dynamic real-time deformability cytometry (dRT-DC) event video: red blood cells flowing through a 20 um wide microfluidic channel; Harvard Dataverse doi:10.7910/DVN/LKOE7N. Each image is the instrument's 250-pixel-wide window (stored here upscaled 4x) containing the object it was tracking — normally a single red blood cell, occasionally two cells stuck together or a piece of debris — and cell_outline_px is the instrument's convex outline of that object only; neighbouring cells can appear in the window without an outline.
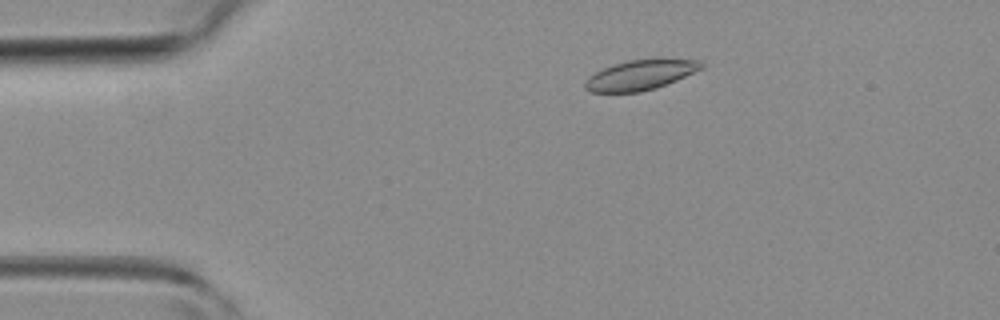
{"species": "common noctule bat (a hibernating species)", "species_latin": "Nyctalus noctula", "temperature_condition": "room temperature", "stored_images_in_passage": 44, "camera_frame_rate_fps": 3000, "um_per_image_px": 0.085, "animal": {"sex": "female", "body_mass_g": 19.3, "forearm_length_mm": 54.1}, "frame": {"image": 1, "passage_image": 7, "time_ms": 2.0, "image_size_px": [1000, 320], "cell_outline_px": [[704, 68], [676, 80], [656, 88], [640, 92], [592, 92], [584, 88], [584, 84], [588, 76], [604, 68], [628, 60], [656, 56], [660, 56], [700, 60], [704, 64]], "centroid_in_image_um": [54.51, 6.32], "position_along_channel_um": 30.5, "area_um2": 20.98}}
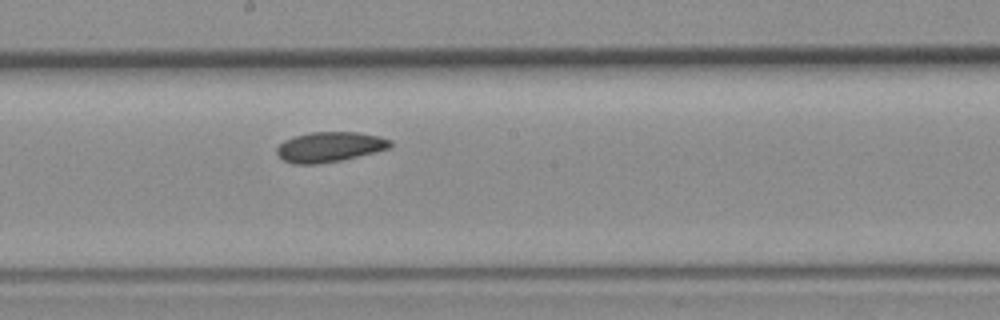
{"frame": {"image": 2, "passage_image": 23, "time_ms": 7.333, "image_size_px": [1000, 320], "cell_outline_px": [[392, 148], [340, 160], [316, 164], [292, 164], [284, 160], [276, 152], [276, 148], [284, 140], [292, 136], [312, 132], [356, 132], [380, 136], [392, 140]], "centroid_in_image_um": [28.03, 12.48], "position_along_channel_um": 220.2, "area_um2": 19.94}}
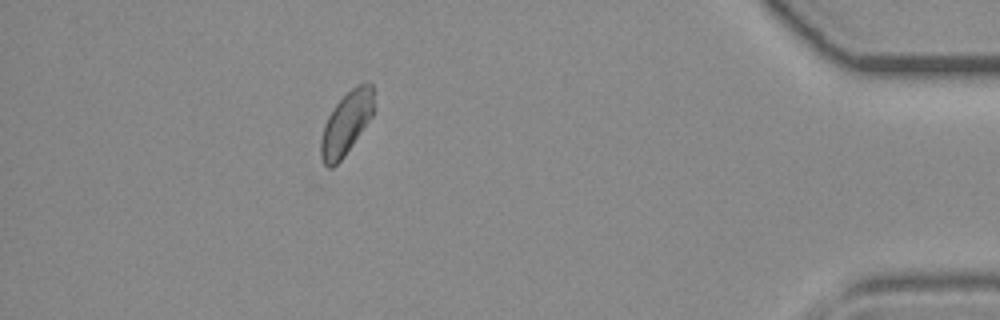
{"frame": {"image": 3, "passage_image": 39, "time_ms": 12.667, "image_size_px": [1000, 320], "cell_outline_px": [[372, 116], [344, 156], [332, 168], [328, 168], [324, 164], [320, 156], [320, 140], [328, 116], [332, 108], [356, 84], [368, 80], [372, 84]], "centroid_in_image_um": [29.41, 10.47], "position_along_channel_um": 405.8, "area_um2": 19.07}}